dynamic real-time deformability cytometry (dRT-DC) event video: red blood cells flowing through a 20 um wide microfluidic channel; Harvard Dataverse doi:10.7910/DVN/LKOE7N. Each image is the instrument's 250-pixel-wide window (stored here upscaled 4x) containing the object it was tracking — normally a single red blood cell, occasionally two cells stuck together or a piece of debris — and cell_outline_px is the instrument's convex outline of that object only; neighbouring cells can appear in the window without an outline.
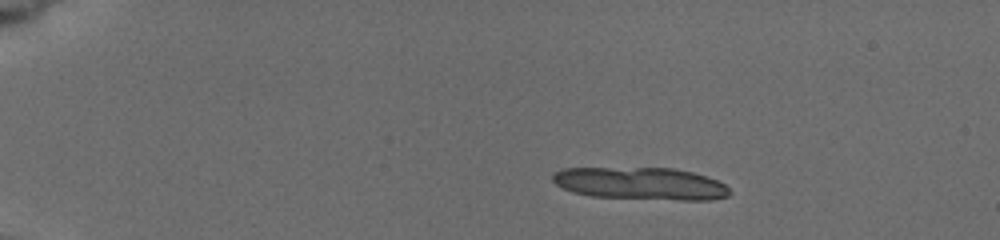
{"species": "common noctule bat (a hibernating species)", "species_latin": "Nyctalus noctula", "temperature_condition": "cold", "stored_images_in_passage": 13, "camera_frame_rate_fps": 3000, "um_per_image_px": 0.085, "animal": {"sex": "female", "body_mass_g": 19.5, "forearm_length_mm": 54.1}, "frame": {"image": 1, "passage_image": 1, "time_ms": 0.0, "image_size_px": [1000, 240], "cell_outline_px": [[732, 192], [728, 196], [712, 200], [680, 200], [592, 196], [572, 192], [556, 184], [552, 180], [552, 172], [560, 168], [676, 168], [692, 172], [716, 180], [724, 184]], "centroid_in_image_um": [54.44, 15.6], "position_along_channel_um": 30.6, "area_um2": 33.47}}